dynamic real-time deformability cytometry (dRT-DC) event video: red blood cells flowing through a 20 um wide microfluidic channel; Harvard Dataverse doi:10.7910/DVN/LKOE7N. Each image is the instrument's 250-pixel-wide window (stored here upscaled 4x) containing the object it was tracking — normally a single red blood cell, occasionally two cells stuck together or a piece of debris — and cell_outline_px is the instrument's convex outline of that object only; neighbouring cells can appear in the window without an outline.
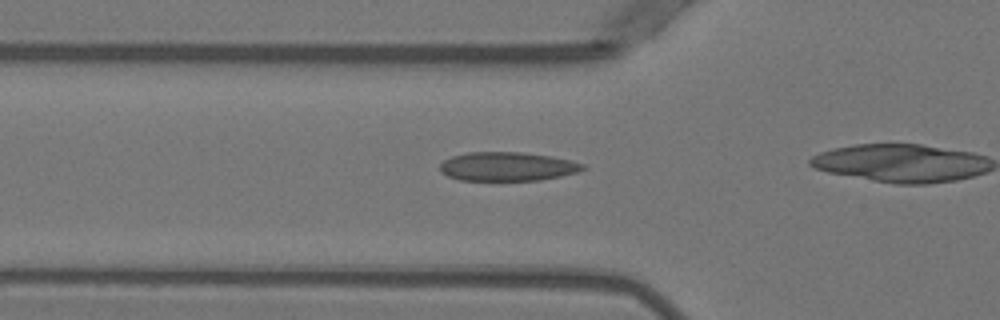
{"species": "Egyptian fruit bat (a non-hibernating species)", "species_latin": "Rousettus aegyptiacus", "temperature_condition": "warm", "stored_images_in_passage": 7, "camera_frame_rate_fps": 3000, "um_per_image_px": 0.085, "animal": {"sex": "female"}, "frame": {"image": 1, "passage_image": 2, "time_ms": 0.333, "image_size_px": [1000, 320], "cell_outline_px": [[588, 168], [576, 172], [560, 176], [540, 180], [460, 180], [448, 176], [440, 172], [440, 164], [444, 160], [452, 156], [468, 152], [520, 152], [548, 156], [572, 160], [584, 164]], "centroid_in_image_um": [43.12, 14.15], "position_along_channel_um": 82.7, "area_um2": 23.99}}
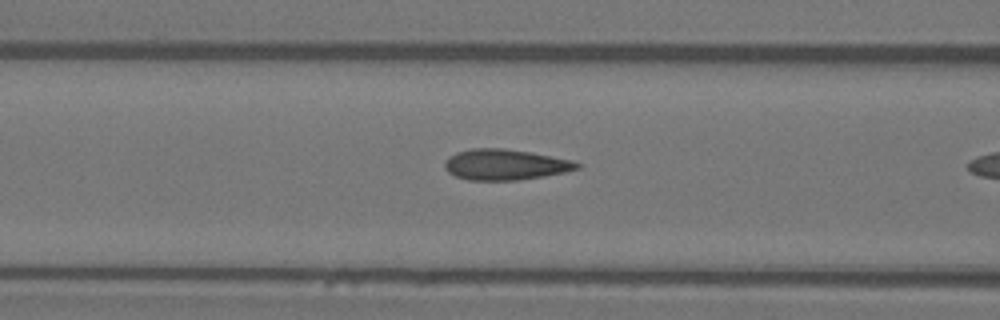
{"frame": {"image": 2, "passage_image": 5, "time_ms": 1.333, "image_size_px": [1000, 320], "cell_outline_px": [[580, 168], [564, 172], [544, 176], [516, 180], [468, 180], [456, 176], [448, 172], [444, 168], [444, 160], [448, 156], [456, 152], [472, 148], [504, 148], [528, 152], [572, 160], [580, 164]], "centroid_in_image_um": [42.89, 13.99], "position_along_channel_um": 123.7, "area_um2": 23.64}}